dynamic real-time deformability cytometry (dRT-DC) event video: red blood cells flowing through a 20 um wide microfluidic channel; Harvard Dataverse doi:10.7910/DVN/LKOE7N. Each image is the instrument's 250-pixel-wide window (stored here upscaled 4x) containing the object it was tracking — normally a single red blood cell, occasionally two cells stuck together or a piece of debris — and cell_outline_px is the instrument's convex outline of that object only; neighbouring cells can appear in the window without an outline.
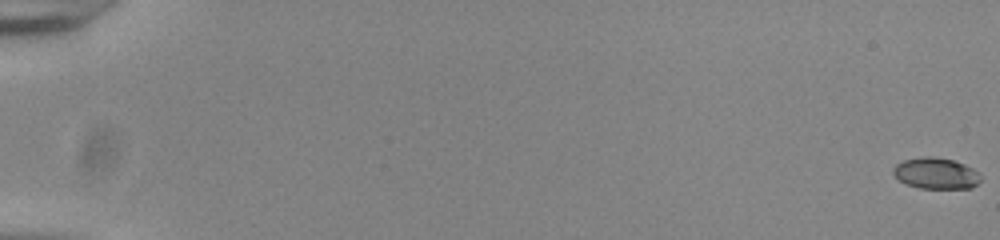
{"species": "common noctule bat (a hibernating species)", "species_latin": "Nyctalus noctula", "temperature_condition": "room temperature", "stored_images_in_passage": 56, "camera_frame_rate_fps": 3000, "um_per_image_px": 0.085, "animal": {"sex": "male", "body_mass_g": 20.0, "forearm_length_mm": 53.3}, "frame": {"image": 1, "passage_image": 1, "time_ms": 0.0, "image_size_px": [1000, 240], "cell_outline_px": [[980, 180], [972, 188], [920, 188], [908, 184], [900, 180], [892, 172], [892, 168], [896, 164], [904, 160], [924, 156], [932, 156], [952, 160], [964, 164], [980, 172]], "centroid_in_image_um": [79.56, 14.73], "position_along_channel_um": 5.4, "area_um2": 15.78}}
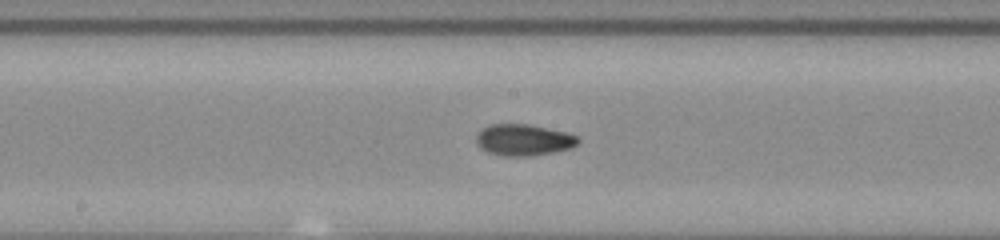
{"frame": {"image": 2, "passage_image": 32, "time_ms": 10.333, "image_size_px": [1000, 240], "cell_outline_px": [[580, 140], [572, 148], [552, 152], [528, 156], [500, 156], [488, 152], [480, 148], [476, 144], [476, 132], [488, 124], [528, 124], [564, 132], [576, 136]], "centroid_in_image_um": [44.43, 11.89], "position_along_channel_um": 203.8, "area_um2": 18.67}}
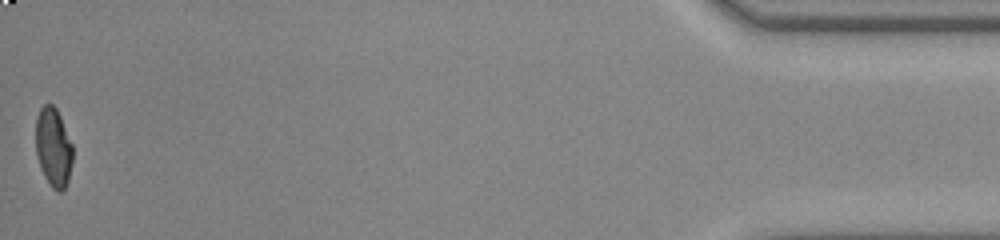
{"frame": {"image": 3, "passage_image": 56, "time_ms": 18.333, "image_size_px": [1000, 240], "cell_outline_px": [[72, 160], [68, 180], [64, 188], [60, 192], [56, 192], [52, 188], [44, 176], [40, 168], [36, 152], [36, 116], [40, 108], [44, 104], [52, 104], [56, 108], [60, 116], [72, 144]], "centroid_in_image_um": [4.52, 12.52], "position_along_channel_um": 430.7, "area_um2": 16.99}, "authors_computed_cell_mechanics": {"area_um2": 17.6868, "velocity_mm_per_s": 3.8867, "shape_relaxation_time_tau1_ms": 7.5247, "shape_relaxation_time_tau2_ms": 1.9847, "deformation_change_tau1": 0.2011, "deformation_change_tau2": 0.0678}}